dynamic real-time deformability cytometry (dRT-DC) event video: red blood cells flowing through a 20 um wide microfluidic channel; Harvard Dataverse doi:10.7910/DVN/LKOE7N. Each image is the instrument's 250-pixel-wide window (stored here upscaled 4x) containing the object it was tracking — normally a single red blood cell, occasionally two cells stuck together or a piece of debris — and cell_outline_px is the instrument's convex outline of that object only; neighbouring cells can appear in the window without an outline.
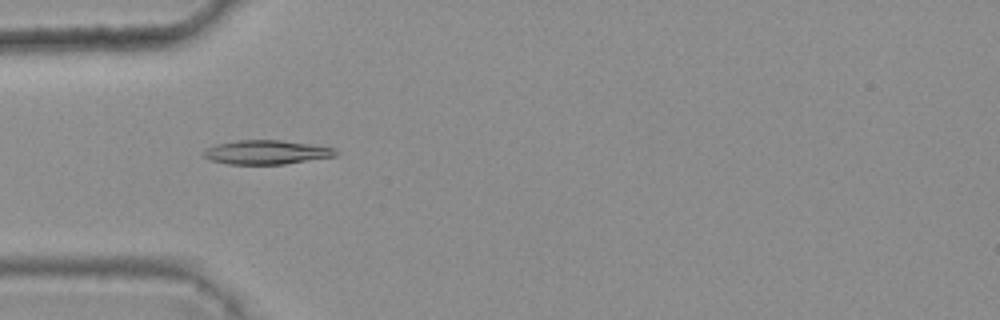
{"species": "common noctule bat (a hibernating species)", "species_latin": "Nyctalus noctula", "temperature_condition": "warm", "stored_images_in_passage": 7, "camera_frame_rate_fps": 3000, "um_per_image_px": 0.085, "animal": {"sex": "female", "body_mass_g": 25.1}, "frame": {"image": 1, "passage_image": 3, "time_ms": 0.667, "image_size_px": [1000, 320], "cell_outline_px": [[336, 156], [284, 164], [228, 164], [208, 160], [200, 152], [204, 148], [216, 144], [236, 140], [280, 140], [308, 144], [332, 148], [336, 152]], "centroid_in_image_um": [22.53, 12.94], "position_along_channel_um": 62.5, "area_um2": 18.5}}
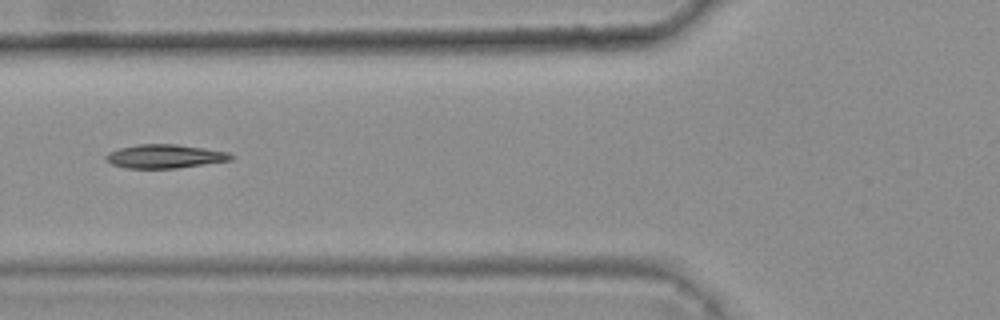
{"frame": {"image": 2, "passage_image": 4, "time_ms": 1.0, "image_size_px": [1000, 320], "cell_outline_px": [[236, 156], [232, 160], [176, 168], [124, 168], [112, 164], [104, 160], [104, 156], [108, 152], [116, 148], [136, 144], [176, 144], [204, 148], [228, 152]], "centroid_in_image_um": [13.96, 13.28], "position_along_channel_um": 111.8, "area_um2": 17.51}}
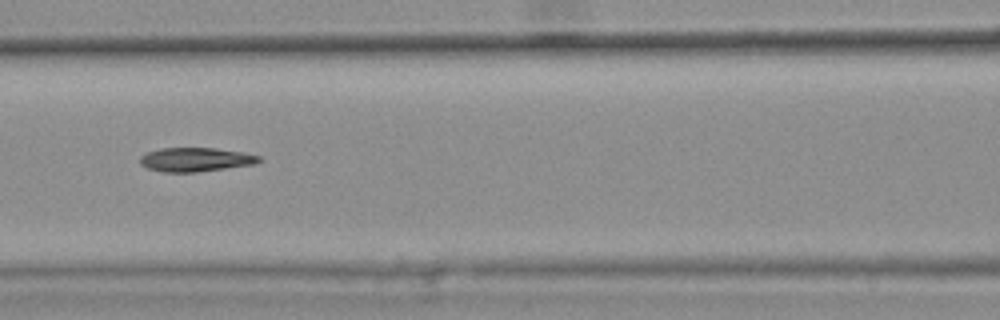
{"frame": {"image": 3, "passage_image": 5, "time_ms": 1.333, "image_size_px": [1000, 320], "cell_outline_px": [[264, 160], [256, 164], [196, 172], [164, 172], [148, 168], [140, 164], [140, 156], [148, 152], [160, 148], [216, 148], [244, 152], [260, 156]], "centroid_in_image_um": [16.67, 13.56], "position_along_channel_um": 149.9, "area_um2": 16.7}}